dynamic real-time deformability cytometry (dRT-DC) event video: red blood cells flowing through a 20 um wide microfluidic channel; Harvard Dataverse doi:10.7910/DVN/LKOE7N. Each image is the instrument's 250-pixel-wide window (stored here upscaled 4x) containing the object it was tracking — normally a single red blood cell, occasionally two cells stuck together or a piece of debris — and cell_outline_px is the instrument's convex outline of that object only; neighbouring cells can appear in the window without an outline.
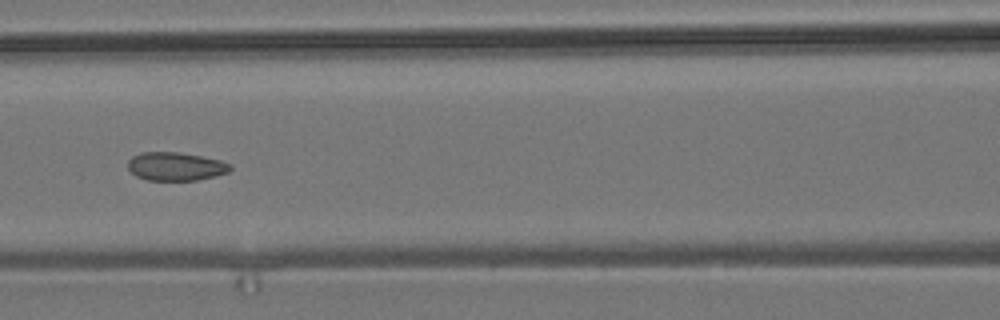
{"species": "common noctule bat (a hibernating species)", "species_latin": "Nyctalus noctula", "temperature_condition": "room temperature", "stored_images_in_passage": 8, "camera_frame_rate_fps": 3000, "um_per_image_px": 0.085, "animal": {"sex": "male", "body_mass_g": 19.2, "forearm_length_mm": 51.8}, "frame": {"image": 1, "passage_image": 7, "time_ms": 7.0, "image_size_px": [1000, 320], "cell_outline_px": [[232, 168], [228, 172], [216, 176], [196, 180], [148, 180], [136, 176], [128, 168], [128, 160], [132, 156], [140, 152], [180, 152], [220, 160], [232, 164]], "centroid_in_image_um": [14.94, 14.14], "position_along_channel_um": 151.7, "area_um2": 16.99}}
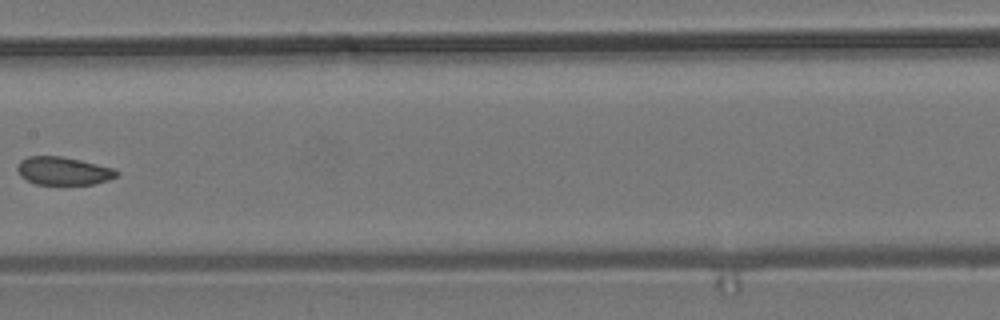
{"frame": {"image": 2, "passage_image": 8, "time_ms": 8.333, "image_size_px": [1000, 320], "cell_outline_px": [[120, 176], [108, 180], [92, 184], [36, 184], [20, 176], [16, 168], [20, 160], [28, 156], [60, 156], [80, 160], [116, 168], [120, 172]], "centroid_in_image_um": [5.42, 14.52], "position_along_channel_um": 202.0, "area_um2": 16.36}}